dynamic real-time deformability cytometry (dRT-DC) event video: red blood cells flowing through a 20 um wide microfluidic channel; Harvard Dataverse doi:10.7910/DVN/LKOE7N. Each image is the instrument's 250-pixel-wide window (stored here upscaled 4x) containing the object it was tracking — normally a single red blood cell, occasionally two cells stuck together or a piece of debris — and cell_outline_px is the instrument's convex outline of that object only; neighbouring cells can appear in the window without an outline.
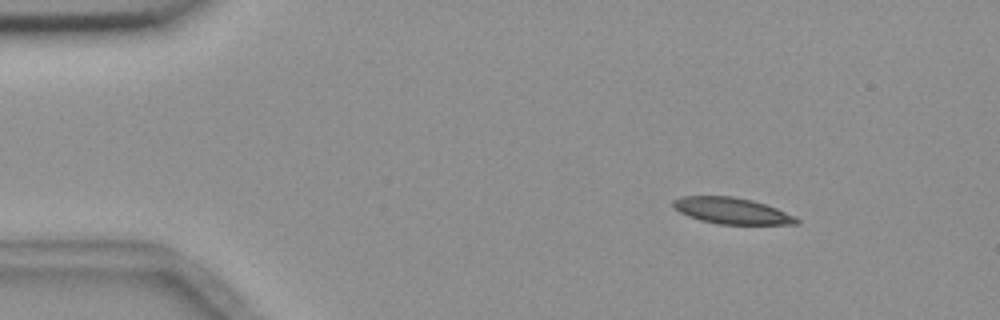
{"species": "common noctule bat (a hibernating species)", "species_latin": "Nyctalus noctula", "temperature_condition": "room temperature", "stored_images_in_passage": 4, "camera_frame_rate_fps": 3000, "um_per_image_px": 0.085, "animal": {"sex": "female", "body_mass_g": 18.4}, "frame": {"image": 1, "passage_image": 2, "time_ms": 1.0, "image_size_px": [1000, 320], "cell_outline_px": [[800, 224], [716, 224], [700, 220], [688, 216], [680, 212], [672, 204], [672, 200], [680, 196], [732, 196], [752, 200], [776, 208], [796, 216], [800, 220]], "centroid_in_image_um": [62.21, 17.92], "position_along_channel_um": 22.8, "area_um2": 18.9}}